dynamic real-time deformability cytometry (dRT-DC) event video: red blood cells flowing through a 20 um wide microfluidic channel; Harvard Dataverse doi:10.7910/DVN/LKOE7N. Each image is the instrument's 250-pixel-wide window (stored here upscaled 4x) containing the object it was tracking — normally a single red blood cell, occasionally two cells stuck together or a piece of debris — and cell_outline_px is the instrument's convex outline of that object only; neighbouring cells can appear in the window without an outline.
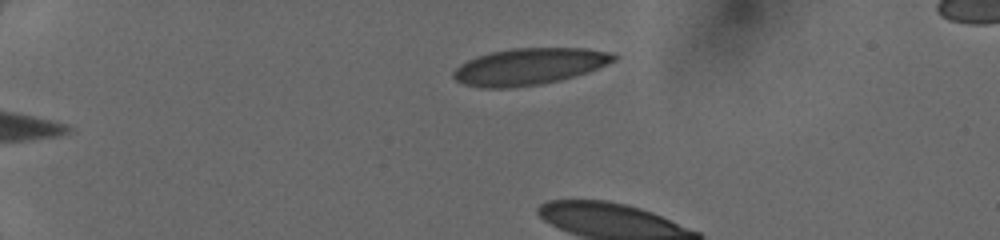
{"species": "human", "species_latin": "Homo sapiens", "temperature_condition": "cold", "stored_images_in_passage": 5, "camera_frame_rate_fps": 3000, "um_per_image_px": 0.085, "donor": {"sex": "female"}, "frame": {"image": 1, "passage_image": 2, "time_ms": 0.333, "image_size_px": [1000, 240], "cell_outline_px": [[620, 56], [616, 60], [588, 72], [560, 80], [540, 84], [512, 88], [480, 88], [464, 84], [456, 80], [452, 76], [452, 72], [460, 64], [476, 56], [492, 52], [512, 48], [588, 48], [612, 52]], "centroid_in_image_um": [45.0, 5.65], "position_along_channel_um": 40.0, "area_um2": 34.45}}